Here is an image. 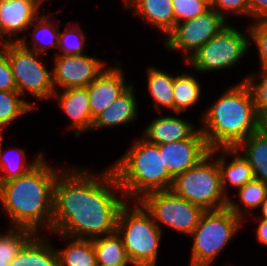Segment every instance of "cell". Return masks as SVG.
<instances>
[{"mask_svg": "<svg viewBox=\"0 0 267 266\" xmlns=\"http://www.w3.org/2000/svg\"><path fill=\"white\" fill-rule=\"evenodd\" d=\"M133 86L131 83L110 106L94 118L92 130L130 124L138 118V102Z\"/></svg>", "mask_w": 267, "mask_h": 266, "instance_id": "d6986e66", "label": "cell"}, {"mask_svg": "<svg viewBox=\"0 0 267 266\" xmlns=\"http://www.w3.org/2000/svg\"><path fill=\"white\" fill-rule=\"evenodd\" d=\"M12 150H15L16 158L14 157L15 154L10 157L13 152ZM44 155V152H38L36 158L29 163L25 161L27 157L24 149L15 147V149L4 150L2 147L0 153V184L27 174L38 164Z\"/></svg>", "mask_w": 267, "mask_h": 266, "instance_id": "83f0119b", "label": "cell"}, {"mask_svg": "<svg viewBox=\"0 0 267 266\" xmlns=\"http://www.w3.org/2000/svg\"><path fill=\"white\" fill-rule=\"evenodd\" d=\"M124 3V8L131 9L144 19V22L155 26L165 37L176 24L172 0H126Z\"/></svg>", "mask_w": 267, "mask_h": 266, "instance_id": "ffe728a7", "label": "cell"}, {"mask_svg": "<svg viewBox=\"0 0 267 266\" xmlns=\"http://www.w3.org/2000/svg\"><path fill=\"white\" fill-rule=\"evenodd\" d=\"M5 52L12 68L17 91L25 97L32 95L34 99H52L55 92L52 70L46 68L41 61L42 54L25 48L20 42H7ZM26 93V94H25Z\"/></svg>", "mask_w": 267, "mask_h": 266, "instance_id": "ba28073f", "label": "cell"}, {"mask_svg": "<svg viewBox=\"0 0 267 266\" xmlns=\"http://www.w3.org/2000/svg\"><path fill=\"white\" fill-rule=\"evenodd\" d=\"M157 146L163 154L164 166L173 178L192 168L210 152L200 128L188 139Z\"/></svg>", "mask_w": 267, "mask_h": 266, "instance_id": "4fadbf2b", "label": "cell"}, {"mask_svg": "<svg viewBox=\"0 0 267 266\" xmlns=\"http://www.w3.org/2000/svg\"><path fill=\"white\" fill-rule=\"evenodd\" d=\"M52 15L41 14L32 22L29 28H32L31 41L27 43L25 36L20 37V43L27 49L34 50L35 52L44 55L47 49H58L59 47V25L52 24ZM54 25V26H53ZM32 42V44H31ZM32 45L30 48L29 45ZM45 51V52H44Z\"/></svg>", "mask_w": 267, "mask_h": 266, "instance_id": "d4e9b609", "label": "cell"}, {"mask_svg": "<svg viewBox=\"0 0 267 266\" xmlns=\"http://www.w3.org/2000/svg\"><path fill=\"white\" fill-rule=\"evenodd\" d=\"M127 201L111 166L96 174L68 165L54 185L52 232L88 240L113 234Z\"/></svg>", "mask_w": 267, "mask_h": 266, "instance_id": "6da1fadb", "label": "cell"}, {"mask_svg": "<svg viewBox=\"0 0 267 266\" xmlns=\"http://www.w3.org/2000/svg\"><path fill=\"white\" fill-rule=\"evenodd\" d=\"M18 91H0V129H5L21 115L36 109V104L27 101Z\"/></svg>", "mask_w": 267, "mask_h": 266, "instance_id": "4dcf8cb0", "label": "cell"}, {"mask_svg": "<svg viewBox=\"0 0 267 266\" xmlns=\"http://www.w3.org/2000/svg\"><path fill=\"white\" fill-rule=\"evenodd\" d=\"M206 2H208L209 4H211L212 0H204Z\"/></svg>", "mask_w": 267, "mask_h": 266, "instance_id": "ee69618b", "label": "cell"}, {"mask_svg": "<svg viewBox=\"0 0 267 266\" xmlns=\"http://www.w3.org/2000/svg\"><path fill=\"white\" fill-rule=\"evenodd\" d=\"M53 86L69 89L87 87L106 68V62L99 58L81 55H54Z\"/></svg>", "mask_w": 267, "mask_h": 266, "instance_id": "7c38bea8", "label": "cell"}, {"mask_svg": "<svg viewBox=\"0 0 267 266\" xmlns=\"http://www.w3.org/2000/svg\"><path fill=\"white\" fill-rule=\"evenodd\" d=\"M139 202L151 214L161 231L165 225L188 236L205 212L201 206L177 196L172 190L149 192Z\"/></svg>", "mask_w": 267, "mask_h": 266, "instance_id": "30bf717a", "label": "cell"}, {"mask_svg": "<svg viewBox=\"0 0 267 266\" xmlns=\"http://www.w3.org/2000/svg\"><path fill=\"white\" fill-rule=\"evenodd\" d=\"M227 25L228 21L210 8L193 19L175 24L163 42L168 51L179 50L184 54V61H187Z\"/></svg>", "mask_w": 267, "mask_h": 266, "instance_id": "8fae6325", "label": "cell"}, {"mask_svg": "<svg viewBox=\"0 0 267 266\" xmlns=\"http://www.w3.org/2000/svg\"><path fill=\"white\" fill-rule=\"evenodd\" d=\"M261 129L267 132V113L261 118Z\"/></svg>", "mask_w": 267, "mask_h": 266, "instance_id": "60d3db41", "label": "cell"}, {"mask_svg": "<svg viewBox=\"0 0 267 266\" xmlns=\"http://www.w3.org/2000/svg\"><path fill=\"white\" fill-rule=\"evenodd\" d=\"M78 27V28H77ZM73 26L71 29L66 25L64 31L59 33V55H81L85 54V40L87 39L81 26Z\"/></svg>", "mask_w": 267, "mask_h": 266, "instance_id": "1f68e13d", "label": "cell"}, {"mask_svg": "<svg viewBox=\"0 0 267 266\" xmlns=\"http://www.w3.org/2000/svg\"><path fill=\"white\" fill-rule=\"evenodd\" d=\"M44 234L36 233L13 258L9 266H59L58 253Z\"/></svg>", "mask_w": 267, "mask_h": 266, "instance_id": "44dd1931", "label": "cell"}, {"mask_svg": "<svg viewBox=\"0 0 267 266\" xmlns=\"http://www.w3.org/2000/svg\"><path fill=\"white\" fill-rule=\"evenodd\" d=\"M259 222L256 228V240L260 244L267 246V219L258 218Z\"/></svg>", "mask_w": 267, "mask_h": 266, "instance_id": "f35d334b", "label": "cell"}, {"mask_svg": "<svg viewBox=\"0 0 267 266\" xmlns=\"http://www.w3.org/2000/svg\"><path fill=\"white\" fill-rule=\"evenodd\" d=\"M61 91H55L52 98L57 100L61 110L71 119L72 122L70 121L68 129H74L75 137L91 131L93 119L87 87L62 89Z\"/></svg>", "mask_w": 267, "mask_h": 266, "instance_id": "2e32d148", "label": "cell"}, {"mask_svg": "<svg viewBox=\"0 0 267 266\" xmlns=\"http://www.w3.org/2000/svg\"><path fill=\"white\" fill-rule=\"evenodd\" d=\"M252 167L254 179L267 183V132L261 128L237 147Z\"/></svg>", "mask_w": 267, "mask_h": 266, "instance_id": "7402d4cb", "label": "cell"}, {"mask_svg": "<svg viewBox=\"0 0 267 266\" xmlns=\"http://www.w3.org/2000/svg\"><path fill=\"white\" fill-rule=\"evenodd\" d=\"M0 91H17L5 46L0 48Z\"/></svg>", "mask_w": 267, "mask_h": 266, "instance_id": "8d00e7d4", "label": "cell"}, {"mask_svg": "<svg viewBox=\"0 0 267 266\" xmlns=\"http://www.w3.org/2000/svg\"><path fill=\"white\" fill-rule=\"evenodd\" d=\"M201 116L200 130L210 150L236 148L261 128L252 90L243 79L226 89Z\"/></svg>", "mask_w": 267, "mask_h": 266, "instance_id": "3957f363", "label": "cell"}, {"mask_svg": "<svg viewBox=\"0 0 267 266\" xmlns=\"http://www.w3.org/2000/svg\"><path fill=\"white\" fill-rule=\"evenodd\" d=\"M210 152L217 159L221 173L222 188L226 196L229 195L227 194L229 185L232 188L236 187L239 189L254 179L252 167L236 148L213 149ZM217 153H220L219 157ZM227 154L230 157L234 156V159H231L229 163L226 161L227 157H225Z\"/></svg>", "mask_w": 267, "mask_h": 266, "instance_id": "ac0fdd59", "label": "cell"}, {"mask_svg": "<svg viewBox=\"0 0 267 266\" xmlns=\"http://www.w3.org/2000/svg\"><path fill=\"white\" fill-rule=\"evenodd\" d=\"M201 93V84L192 74L185 72L174 75V114L178 116L193 105L195 106L201 98Z\"/></svg>", "mask_w": 267, "mask_h": 266, "instance_id": "f1b7e54d", "label": "cell"}, {"mask_svg": "<svg viewBox=\"0 0 267 266\" xmlns=\"http://www.w3.org/2000/svg\"><path fill=\"white\" fill-rule=\"evenodd\" d=\"M171 190L205 211L226 208L231 197L223 191L220 168L211 152L192 168L178 174Z\"/></svg>", "mask_w": 267, "mask_h": 266, "instance_id": "52a82bcc", "label": "cell"}, {"mask_svg": "<svg viewBox=\"0 0 267 266\" xmlns=\"http://www.w3.org/2000/svg\"><path fill=\"white\" fill-rule=\"evenodd\" d=\"M127 202L119 211L116 227L127 257L134 266H157L163 231L139 201Z\"/></svg>", "mask_w": 267, "mask_h": 266, "instance_id": "5b68a950", "label": "cell"}, {"mask_svg": "<svg viewBox=\"0 0 267 266\" xmlns=\"http://www.w3.org/2000/svg\"><path fill=\"white\" fill-rule=\"evenodd\" d=\"M43 0H0V36L4 42H19L40 15ZM8 38V39H7ZM6 39V40H5Z\"/></svg>", "mask_w": 267, "mask_h": 266, "instance_id": "5bb4252c", "label": "cell"}, {"mask_svg": "<svg viewBox=\"0 0 267 266\" xmlns=\"http://www.w3.org/2000/svg\"><path fill=\"white\" fill-rule=\"evenodd\" d=\"M247 33L245 35L234 25L228 24L198 49L185 64L191 65L194 71L200 73L232 68L244 58L252 46L248 27Z\"/></svg>", "mask_w": 267, "mask_h": 266, "instance_id": "9c48e42d", "label": "cell"}, {"mask_svg": "<svg viewBox=\"0 0 267 266\" xmlns=\"http://www.w3.org/2000/svg\"><path fill=\"white\" fill-rule=\"evenodd\" d=\"M242 224L243 220L228 207L205 211L189 235L193 240L189 266H211Z\"/></svg>", "mask_w": 267, "mask_h": 266, "instance_id": "8992f818", "label": "cell"}, {"mask_svg": "<svg viewBox=\"0 0 267 266\" xmlns=\"http://www.w3.org/2000/svg\"><path fill=\"white\" fill-rule=\"evenodd\" d=\"M243 80L252 90L256 112L261 119L267 113V68L259 69L258 73H250Z\"/></svg>", "mask_w": 267, "mask_h": 266, "instance_id": "d6a6232c", "label": "cell"}, {"mask_svg": "<svg viewBox=\"0 0 267 266\" xmlns=\"http://www.w3.org/2000/svg\"><path fill=\"white\" fill-rule=\"evenodd\" d=\"M188 122L181 117L162 115L152 119L145 127L142 137L154 145L188 139L198 130Z\"/></svg>", "mask_w": 267, "mask_h": 266, "instance_id": "e0dca14e", "label": "cell"}, {"mask_svg": "<svg viewBox=\"0 0 267 266\" xmlns=\"http://www.w3.org/2000/svg\"><path fill=\"white\" fill-rule=\"evenodd\" d=\"M250 18L254 21L267 18V0H249Z\"/></svg>", "mask_w": 267, "mask_h": 266, "instance_id": "74e56055", "label": "cell"}, {"mask_svg": "<svg viewBox=\"0 0 267 266\" xmlns=\"http://www.w3.org/2000/svg\"><path fill=\"white\" fill-rule=\"evenodd\" d=\"M147 68V88L154 103V110L159 114L163 113L162 111L165 109L174 113V75L154 66Z\"/></svg>", "mask_w": 267, "mask_h": 266, "instance_id": "603a6c76", "label": "cell"}, {"mask_svg": "<svg viewBox=\"0 0 267 266\" xmlns=\"http://www.w3.org/2000/svg\"><path fill=\"white\" fill-rule=\"evenodd\" d=\"M175 22L193 19L210 9V4L204 0H172Z\"/></svg>", "mask_w": 267, "mask_h": 266, "instance_id": "836d02e7", "label": "cell"}, {"mask_svg": "<svg viewBox=\"0 0 267 266\" xmlns=\"http://www.w3.org/2000/svg\"><path fill=\"white\" fill-rule=\"evenodd\" d=\"M210 8L216 10L226 21L228 15L250 17L249 0H212Z\"/></svg>", "mask_w": 267, "mask_h": 266, "instance_id": "d590c367", "label": "cell"}, {"mask_svg": "<svg viewBox=\"0 0 267 266\" xmlns=\"http://www.w3.org/2000/svg\"><path fill=\"white\" fill-rule=\"evenodd\" d=\"M97 264L101 266H128L129 261L122 237L117 233L92 239Z\"/></svg>", "mask_w": 267, "mask_h": 266, "instance_id": "484cf974", "label": "cell"}, {"mask_svg": "<svg viewBox=\"0 0 267 266\" xmlns=\"http://www.w3.org/2000/svg\"><path fill=\"white\" fill-rule=\"evenodd\" d=\"M260 213L262 215H259L258 218H264L267 219V197L265 198V200L262 202L261 206H260Z\"/></svg>", "mask_w": 267, "mask_h": 266, "instance_id": "ab89813d", "label": "cell"}, {"mask_svg": "<svg viewBox=\"0 0 267 266\" xmlns=\"http://www.w3.org/2000/svg\"><path fill=\"white\" fill-rule=\"evenodd\" d=\"M65 167H51L44 156L27 174L0 184V203L11 227L52 232L54 185Z\"/></svg>", "mask_w": 267, "mask_h": 266, "instance_id": "7a4b0ae2", "label": "cell"}, {"mask_svg": "<svg viewBox=\"0 0 267 266\" xmlns=\"http://www.w3.org/2000/svg\"><path fill=\"white\" fill-rule=\"evenodd\" d=\"M56 234L65 242L68 241L63 249H56L58 253L59 266H97L96 254L92 240L72 238L65 235Z\"/></svg>", "mask_w": 267, "mask_h": 266, "instance_id": "cb8c5ba5", "label": "cell"}, {"mask_svg": "<svg viewBox=\"0 0 267 266\" xmlns=\"http://www.w3.org/2000/svg\"><path fill=\"white\" fill-rule=\"evenodd\" d=\"M5 129H0V153H1V149H2V140H3V132Z\"/></svg>", "mask_w": 267, "mask_h": 266, "instance_id": "b9f144b4", "label": "cell"}, {"mask_svg": "<svg viewBox=\"0 0 267 266\" xmlns=\"http://www.w3.org/2000/svg\"><path fill=\"white\" fill-rule=\"evenodd\" d=\"M35 234L29 228L11 226L6 232L0 233V266H9L13 258Z\"/></svg>", "mask_w": 267, "mask_h": 266, "instance_id": "f546056e", "label": "cell"}, {"mask_svg": "<svg viewBox=\"0 0 267 266\" xmlns=\"http://www.w3.org/2000/svg\"><path fill=\"white\" fill-rule=\"evenodd\" d=\"M237 191L238 194L235 195H238L239 202L245 207L242 208V206L239 205V202H235V200H233L232 198L230 199V197L228 199L227 207L236 216L240 217L242 220H245V214L248 213L252 215L251 211L260 208L262 202L267 197V183H264L261 180L253 179L243 187L237 189Z\"/></svg>", "mask_w": 267, "mask_h": 266, "instance_id": "4316f807", "label": "cell"}, {"mask_svg": "<svg viewBox=\"0 0 267 266\" xmlns=\"http://www.w3.org/2000/svg\"><path fill=\"white\" fill-rule=\"evenodd\" d=\"M6 42H4L0 36V48H3L5 46Z\"/></svg>", "mask_w": 267, "mask_h": 266, "instance_id": "7bdbcfd3", "label": "cell"}, {"mask_svg": "<svg viewBox=\"0 0 267 266\" xmlns=\"http://www.w3.org/2000/svg\"><path fill=\"white\" fill-rule=\"evenodd\" d=\"M125 80L121 63L117 62L116 67H106L102 73L87 86L93 120L131 85Z\"/></svg>", "mask_w": 267, "mask_h": 266, "instance_id": "9a60e30c", "label": "cell"}, {"mask_svg": "<svg viewBox=\"0 0 267 266\" xmlns=\"http://www.w3.org/2000/svg\"><path fill=\"white\" fill-rule=\"evenodd\" d=\"M126 200L139 201L153 191L171 190L174 178L164 166L159 147L141 136L111 166Z\"/></svg>", "mask_w": 267, "mask_h": 266, "instance_id": "277c9868", "label": "cell"}, {"mask_svg": "<svg viewBox=\"0 0 267 266\" xmlns=\"http://www.w3.org/2000/svg\"><path fill=\"white\" fill-rule=\"evenodd\" d=\"M250 43L253 42L258 49L259 69L267 68V18L249 23Z\"/></svg>", "mask_w": 267, "mask_h": 266, "instance_id": "e575fe53", "label": "cell"}]
</instances>
